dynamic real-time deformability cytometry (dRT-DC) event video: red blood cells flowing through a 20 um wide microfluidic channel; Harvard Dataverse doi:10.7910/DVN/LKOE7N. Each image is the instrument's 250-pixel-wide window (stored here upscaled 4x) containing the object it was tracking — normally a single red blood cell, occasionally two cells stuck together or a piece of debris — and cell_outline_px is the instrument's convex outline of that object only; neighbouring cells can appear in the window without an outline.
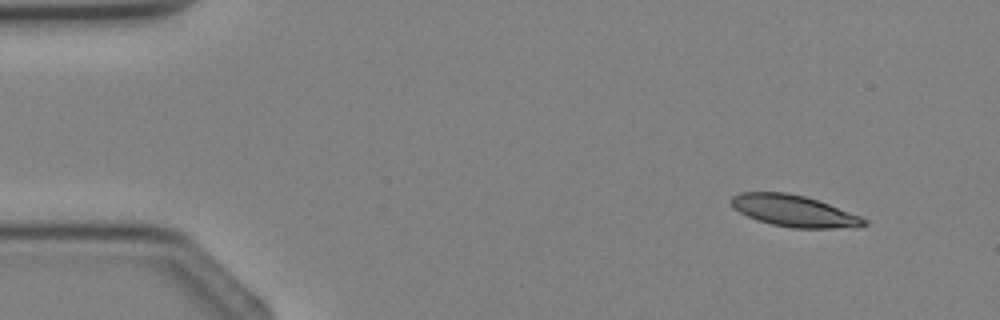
{"species": "Egyptian fruit bat (a non-hibernating species)", "species_latin": "Rousettus aegyptiacus", "temperature_condition": "cold", "stored_images_in_passage": 4, "camera_frame_rate_fps": 3000, "um_per_image_px": 0.085, "animal": {"sex": "female"}, "frame": {"image": 1, "passage_image": 1, "time_ms": 0.0, "image_size_px": [1000, 320], "cell_outline_px": [[868, 224], [856, 228], [792, 228], [772, 224], [756, 220], [740, 212], [728, 200], [732, 196], [740, 192], [784, 192], [804, 196], [828, 204], [860, 216], [868, 220]], "centroid_in_image_um": [67.5, 17.94], "position_along_channel_um": 17.5, "area_um2": 24.33}}